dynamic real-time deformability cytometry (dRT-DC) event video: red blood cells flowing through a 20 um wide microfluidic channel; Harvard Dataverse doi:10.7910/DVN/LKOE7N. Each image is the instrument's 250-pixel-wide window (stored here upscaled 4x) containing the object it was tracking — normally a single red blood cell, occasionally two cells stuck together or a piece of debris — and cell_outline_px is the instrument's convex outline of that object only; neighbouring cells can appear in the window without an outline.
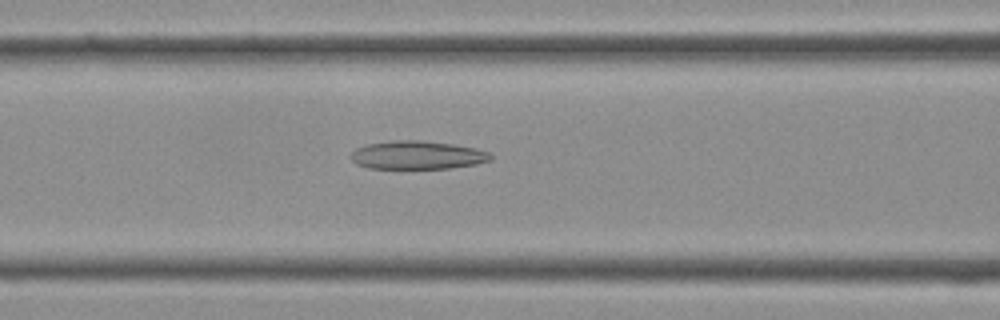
{"species": "Egyptian fruit bat (a non-hibernating species)", "species_latin": "Rousettus aegyptiacus", "temperature_condition": "cold", "stored_images_in_passage": 31, "camera_frame_rate_fps": 3000, "um_per_image_px": 0.085, "frame": {"image": 1, "passage_image": 8, "time_ms": 2.333, "image_size_px": [1000, 320], "cell_outline_px": [[492, 160], [476, 164], [452, 168], [368, 168], [356, 164], [348, 156], [356, 148], [368, 144], [392, 140], [420, 140], [452, 144], [476, 148], [492, 152]], "centroid_in_image_um": [35.49, 13.18], "position_along_channel_um": 131.1, "area_um2": 23.24}}
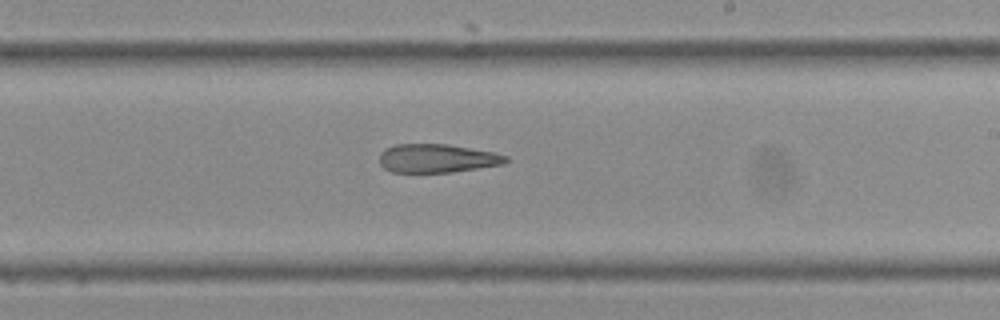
{"frame": {"image": 2, "passage_image": 15, "time_ms": 4.667, "image_size_px": [1000, 320], "cell_outline_px": [[508, 160], [504, 164], [452, 172], [392, 172], [384, 168], [380, 164], [380, 152], [384, 148], [396, 144], [448, 144], [496, 152], [508, 156]], "centroid_in_image_um": [37.16, 13.45], "position_along_channel_um": 251.8, "area_um2": 21.21}}
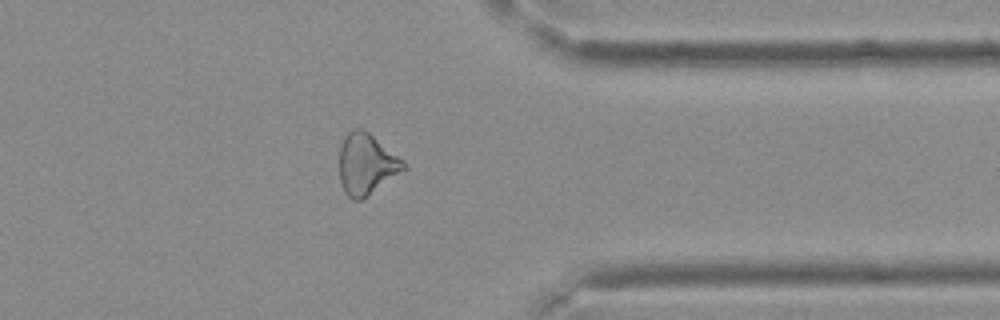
{"frame": {"image": 3, "passage_image": 23, "time_ms": 7.333, "image_size_px": [1000, 320], "cell_outline_px": [[408, 168], [368, 196], [360, 200], [352, 200], [344, 192], [340, 184], [340, 148], [344, 136], [352, 128], [360, 128], [368, 132], [396, 156]], "centroid_in_image_um": [31.1, 13.98], "position_along_channel_um": 380.3, "area_um2": 22.54}}